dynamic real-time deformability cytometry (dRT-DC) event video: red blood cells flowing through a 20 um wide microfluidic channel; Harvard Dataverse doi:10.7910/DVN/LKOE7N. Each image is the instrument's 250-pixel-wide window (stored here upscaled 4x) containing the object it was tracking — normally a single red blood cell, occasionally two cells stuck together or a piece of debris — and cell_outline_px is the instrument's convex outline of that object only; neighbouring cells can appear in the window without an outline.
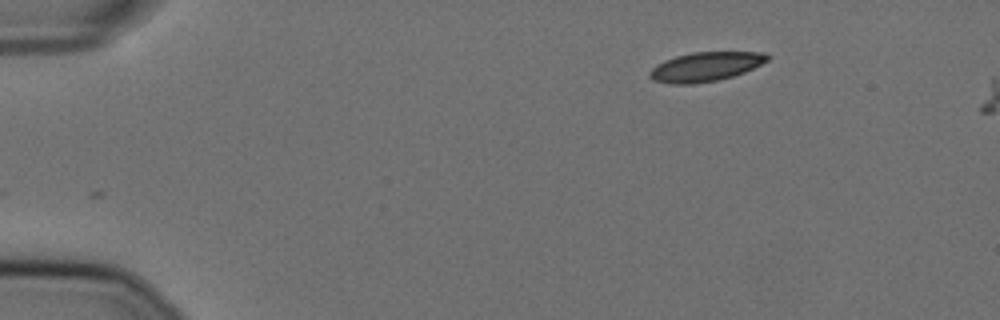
{"species": "Egyptian fruit bat (a non-hibernating species)", "species_latin": "Rousettus aegyptiacus", "temperature_condition": "cold", "stored_images_in_passage": 4, "camera_frame_rate_fps": 3000, "um_per_image_px": 0.085, "animal": {"sex": "female"}, "frame": {"image": 1, "passage_image": 1, "time_ms": 0.0, "image_size_px": [1000, 320], "cell_outline_px": [[768, 60], [744, 72], [732, 76], [716, 80], [692, 84], [668, 84], [652, 80], [648, 76], [648, 72], [656, 64], [664, 60], [676, 56], [692, 52], [768, 52]], "centroid_in_image_um": [59.91, 5.67], "position_along_channel_um": 25.1, "area_um2": 20.06}}